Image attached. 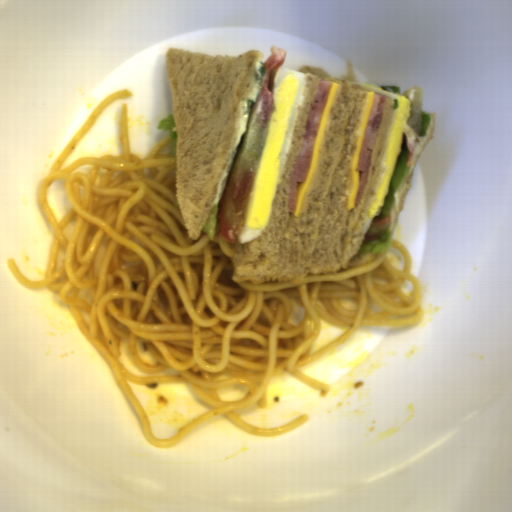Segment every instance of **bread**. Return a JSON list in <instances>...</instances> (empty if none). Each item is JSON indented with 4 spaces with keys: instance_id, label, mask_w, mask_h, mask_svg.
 <instances>
[{
    "instance_id": "8d2b1439",
    "label": "bread",
    "mask_w": 512,
    "mask_h": 512,
    "mask_svg": "<svg viewBox=\"0 0 512 512\" xmlns=\"http://www.w3.org/2000/svg\"><path fill=\"white\" fill-rule=\"evenodd\" d=\"M295 72L302 73L305 86L302 103L295 113L291 144L264 229L249 241H236L231 280L237 283L250 282L252 286L293 281L296 284L309 273L313 276L329 274L346 267L366 265L376 255L358 252L365 242L363 226L370 206L386 173L383 158L396 101L364 84H356L354 69L348 59L345 79L316 66L305 65ZM320 79L335 81L340 86L327 121L318 162L303 198L300 216L296 218L288 210L290 176ZM370 91L384 94L387 99L363 197L359 205L348 212L355 133L363 115L366 92Z\"/></svg>"
},
{
    "instance_id": "cb027b5d",
    "label": "bread",
    "mask_w": 512,
    "mask_h": 512,
    "mask_svg": "<svg viewBox=\"0 0 512 512\" xmlns=\"http://www.w3.org/2000/svg\"><path fill=\"white\" fill-rule=\"evenodd\" d=\"M262 51L206 55L168 48L165 61L176 132V192L192 240L200 239L227 165L239 106Z\"/></svg>"
},
{
    "instance_id": "b6be36c0",
    "label": "bread",
    "mask_w": 512,
    "mask_h": 512,
    "mask_svg": "<svg viewBox=\"0 0 512 512\" xmlns=\"http://www.w3.org/2000/svg\"><path fill=\"white\" fill-rule=\"evenodd\" d=\"M427 114L429 117V123H428V126L426 127V135L419 136L418 142L416 143L414 151H413L412 160H411V164H410V171H409L408 175L401 180L399 187L394 192V205H393V210H392L390 222H389V225H390L389 230H390L391 235L393 234V232L397 226L400 214L405 206L407 193H408V191H410V189L412 187V182H413V177H414V168H415L416 164L418 163L419 159L421 158L428 142L433 140L435 137L433 134L434 126H435V122H436L435 114H434V112H428Z\"/></svg>"
}]
</instances>
